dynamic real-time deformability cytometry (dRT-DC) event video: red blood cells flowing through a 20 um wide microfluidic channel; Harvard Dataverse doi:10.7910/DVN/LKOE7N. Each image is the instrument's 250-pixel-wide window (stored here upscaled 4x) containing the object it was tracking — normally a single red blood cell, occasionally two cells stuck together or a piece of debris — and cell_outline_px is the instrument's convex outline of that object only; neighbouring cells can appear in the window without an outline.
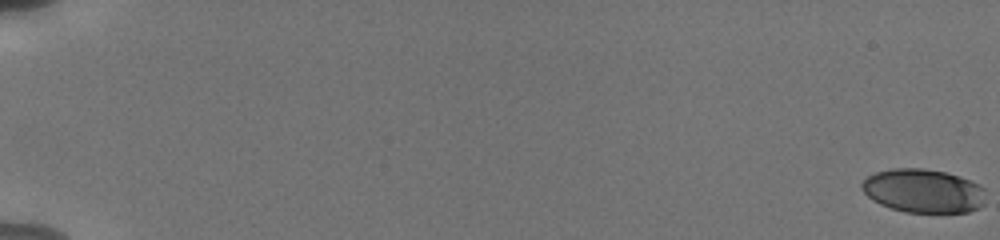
{"species": "human", "species_latin": "Homo sapiens", "temperature_condition": "cold", "stored_images_in_passage": 57, "camera_frame_rate_fps": 3000, "um_per_image_px": 0.085, "donor": {"sex": "male"}, "frame": {"image": 1, "passage_image": 1, "time_ms": 0.0, "image_size_px": [1000, 240], "cell_outline_px": [[984, 204], [968, 212], [904, 212], [880, 204], [872, 200], [860, 188], [860, 184], [868, 176], [876, 172], [892, 168], [924, 168], [944, 172], [960, 176], [980, 184], [984, 188]], "centroid_in_image_um": [78.47, 16.21], "position_along_channel_um": 6.5, "area_um2": 31.62}}
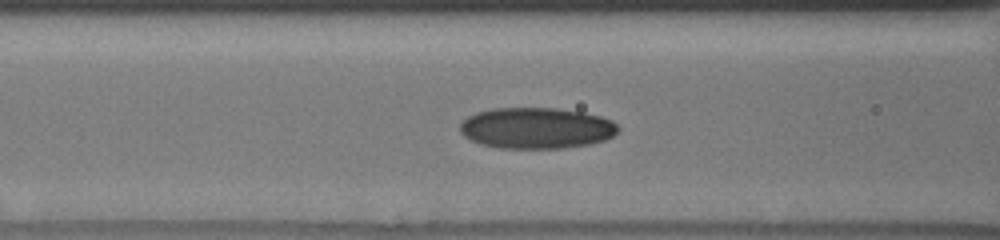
{"frame": {"image": 2, "passage_image": 27, "time_ms": 8.667, "image_size_px": [1000, 240], "cell_outline_px": [[620, 128], [612, 136], [604, 140], [588, 144], [564, 148], [500, 148], [480, 144], [464, 136], [460, 132], [460, 124], [468, 116], [476, 112], [492, 108], [556, 108], [584, 112], [600, 116], [612, 120]], "centroid_in_image_um": [45.58, 10.88], "position_along_channel_um": 121.0, "area_um2": 37.92}}
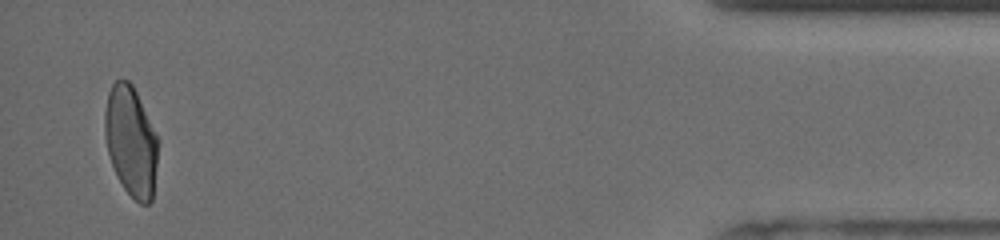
{"frame": {"image": 3, "passage_image": 56, "time_ms": 18.333, "image_size_px": [1000, 240], "cell_outline_px": [[160, 140], [152, 200], [148, 204], [140, 204], [124, 188], [116, 176], [108, 152], [104, 132], [104, 112], [108, 92], [112, 84], [116, 80], [128, 80], [132, 84]], "centroid_in_image_um": [11.14, 12.0], "position_along_channel_um": 424.1, "area_um2": 34.39}, "authors_computed_cell_mechanics": {"area_um2": 35.3158, "velocity_mm_per_s": 3.8143, "shape_relaxation_time_tau1_ms": 8.7819, "shape_relaxation_time_tau2_ms": 1.3962, "deformation_change_tau1": 0.2187, "deformation_change_tau2": 0.0604}}